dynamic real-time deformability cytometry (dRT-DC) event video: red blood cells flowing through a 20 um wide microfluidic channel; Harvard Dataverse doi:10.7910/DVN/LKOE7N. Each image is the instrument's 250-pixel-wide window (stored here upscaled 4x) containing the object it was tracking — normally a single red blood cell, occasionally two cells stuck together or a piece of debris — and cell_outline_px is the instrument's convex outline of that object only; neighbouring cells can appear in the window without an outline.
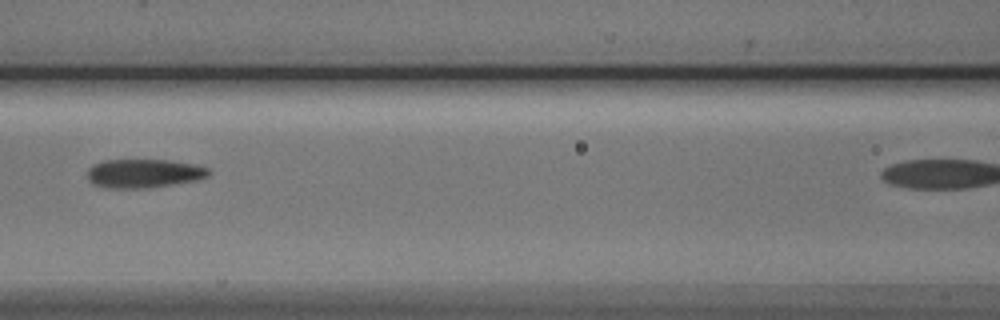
{"species": "Egyptian fruit bat (a non-hibernating species)", "species_latin": "Rousettus aegyptiacus", "temperature_condition": "cold", "stored_images_in_passage": 7, "segment_of_instrument_passage": [1, 2], "camera_frame_rate_fps": 3000, "um_per_image_px": 0.085, "animal": {"sex": "male"}, "frame": {"image": 1, "passage_image": 5, "time_ms": 4.667, "image_size_px": [1000, 320], "cell_outline_px": [[212, 172], [208, 176], [196, 180], [148, 188], [104, 188], [92, 184], [88, 180], [88, 168], [92, 164], [104, 160], [172, 160], [192, 164], [208, 168]], "centroid_in_image_um": [12.19, 14.74], "position_along_channel_um": 154.4, "area_um2": 20.46}}
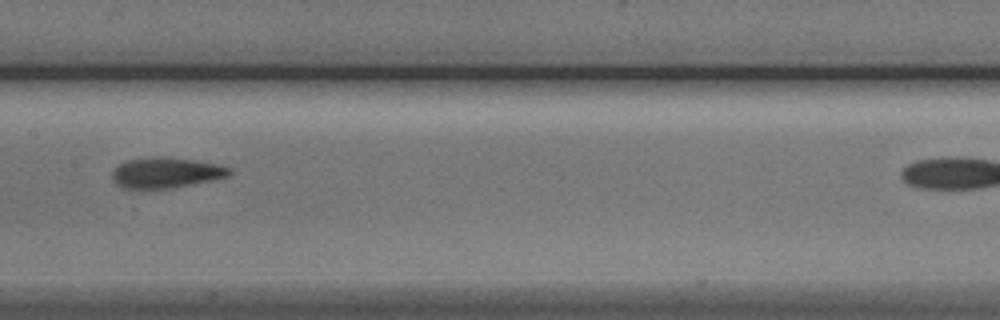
{"frame": {"image": 2, "passage_image": 6, "time_ms": 5.667, "image_size_px": [1000, 320], "cell_outline_px": [[232, 172], [228, 176], [212, 180], [168, 188], [124, 188], [112, 176], [112, 172], [120, 164], [128, 160], [148, 156], [160, 156], [196, 160], [216, 164], [232, 168]], "centroid_in_image_um": [14.15, 14.65], "position_along_channel_um": 193.2, "area_um2": 20.52}}